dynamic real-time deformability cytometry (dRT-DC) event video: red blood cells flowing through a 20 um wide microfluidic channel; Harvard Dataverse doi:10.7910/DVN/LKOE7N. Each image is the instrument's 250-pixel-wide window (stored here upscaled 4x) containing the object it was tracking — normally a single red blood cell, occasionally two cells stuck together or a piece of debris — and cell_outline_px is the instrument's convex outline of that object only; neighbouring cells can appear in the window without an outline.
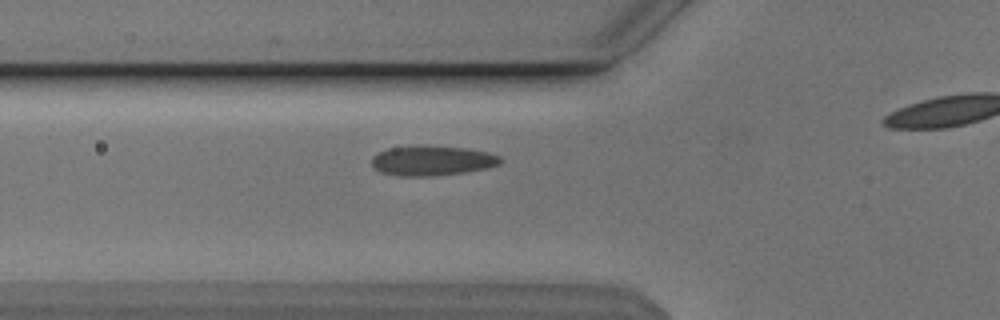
{"species": "Egyptian fruit bat (a non-hibernating species)", "species_latin": "Rousettus aegyptiacus", "temperature_condition": "cold", "stored_images_in_passage": 40, "camera_frame_rate_fps": 3000, "um_per_image_px": 0.085, "animal": {"sex": "male"}, "frame": {"image": 1, "passage_image": 15, "time_ms": 4.667, "image_size_px": [1000, 320], "cell_outline_px": [[504, 160], [500, 164], [488, 168], [464, 172], [436, 176], [400, 176], [380, 172], [372, 164], [372, 156], [388, 148], [468, 148], [488, 152], [500, 156]], "centroid_in_image_um": [36.79, 13.7], "position_along_channel_um": 89.0, "area_um2": 21.68}}
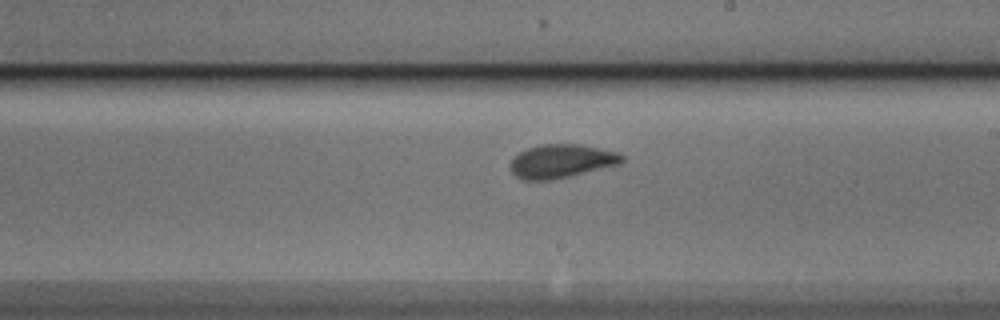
{"frame": {"image": 2, "passage_image": 27, "time_ms": 8.667, "image_size_px": [1000, 320], "cell_outline_px": [[624, 160], [620, 164], [552, 180], [524, 180], [516, 176], [508, 168], [508, 164], [512, 156], [528, 148], [540, 144], [580, 144], [620, 152], [624, 156]], "centroid_in_image_um": [47.69, 13.69], "position_along_channel_um": 241.3, "area_um2": 22.14}}
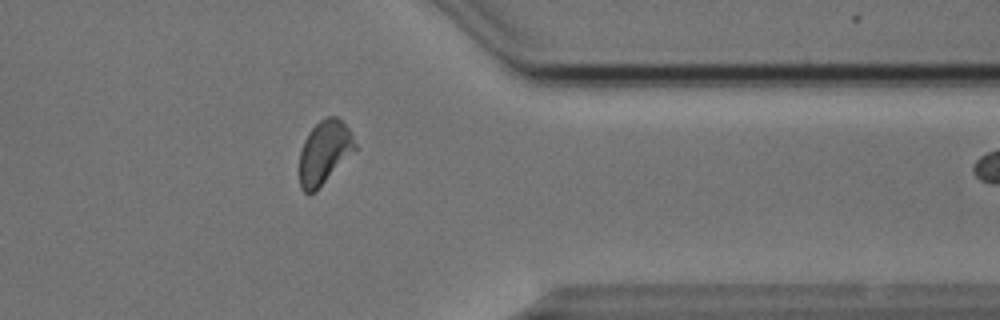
{"frame": {"image": 3, "passage_image": 39, "time_ms": 12.667, "image_size_px": [1000, 320], "cell_outline_px": [[356, 148], [316, 192], [304, 192], [300, 188], [300, 152], [304, 140], [308, 132], [320, 120], [328, 116], [336, 116], [348, 128], [356, 144]], "centroid_in_image_um": [27.55, 12.95], "position_along_channel_um": 383.9, "area_um2": 20.23}}